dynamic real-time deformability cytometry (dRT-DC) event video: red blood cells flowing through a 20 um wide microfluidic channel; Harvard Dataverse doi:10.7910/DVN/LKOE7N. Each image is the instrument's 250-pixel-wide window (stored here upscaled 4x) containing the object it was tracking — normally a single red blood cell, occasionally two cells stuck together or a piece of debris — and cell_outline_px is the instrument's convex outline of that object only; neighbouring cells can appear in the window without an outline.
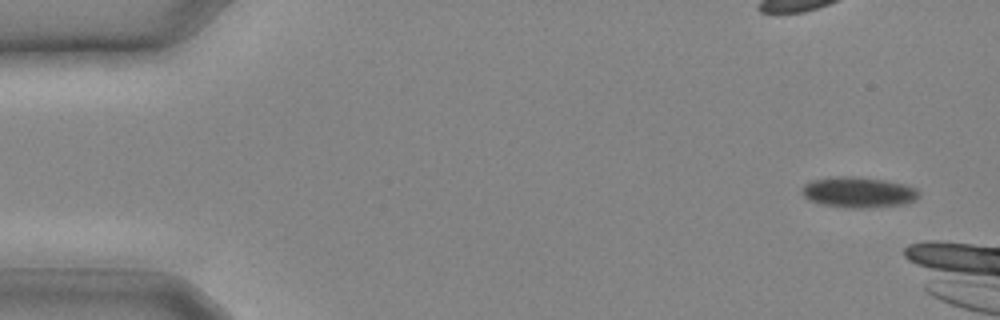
{"species": "common noctule bat (a hibernating species)", "species_latin": "Nyctalus noctula", "temperature_condition": "cold", "stored_images_in_passage": 4, "camera_frame_rate_fps": 3000, "um_per_image_px": 0.085, "animal": {"sex": "male", "body_mass_g": 20.4}, "frame": {"image": 1, "passage_image": 1, "time_ms": 0.0, "image_size_px": [1000, 320], "cell_outline_px": [[920, 196], [916, 200], [908, 204], [864, 208], [848, 208], [820, 204], [808, 200], [800, 192], [800, 188], [804, 184], [812, 180], [840, 176], [852, 176], [884, 180], [904, 184], [916, 188], [920, 192]], "centroid_in_image_um": [72.97, 16.35], "position_along_channel_um": 12.0, "area_um2": 21.21}}